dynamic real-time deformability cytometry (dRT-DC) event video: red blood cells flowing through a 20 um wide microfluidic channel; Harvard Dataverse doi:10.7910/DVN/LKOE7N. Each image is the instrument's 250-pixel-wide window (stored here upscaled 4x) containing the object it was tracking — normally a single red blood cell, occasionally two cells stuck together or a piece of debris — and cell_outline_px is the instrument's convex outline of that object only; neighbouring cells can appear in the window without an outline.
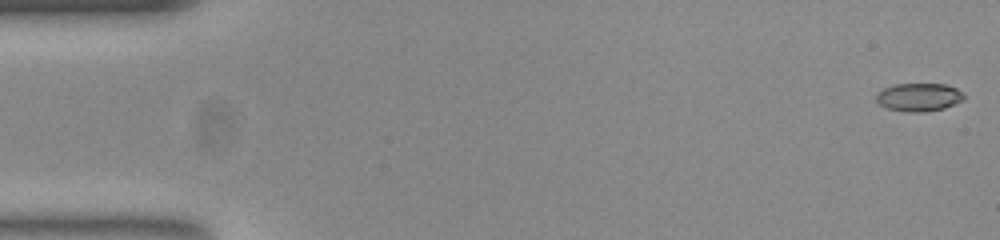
{"species": "common noctule bat (a hibernating species)", "species_latin": "Nyctalus noctula", "temperature_condition": "room temperature", "stored_images_in_passage": 53, "camera_frame_rate_fps": 3000, "um_per_image_px": 0.085, "animal": {"sex": "female", "body_mass_g": 23.0, "forearm_length_mm": 53.4}, "frame": {"image": 1, "passage_image": 1, "time_ms": 0.0, "image_size_px": [1000, 240], "cell_outline_px": [[964, 100], [944, 108], [928, 112], [904, 112], [888, 108], [880, 104], [876, 100], [876, 92], [884, 88], [896, 84], [944, 84], [956, 88], [964, 92]], "centroid_in_image_um": [78.11, 8.26], "position_along_channel_um": 6.9, "area_um2": 14.51}}
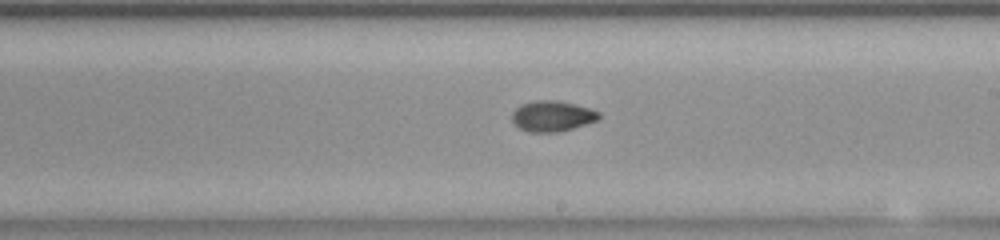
{"frame": {"image": 2, "passage_image": 30, "time_ms": 9.667, "image_size_px": [1000, 240], "cell_outline_px": [[600, 116], [596, 120], [572, 128], [556, 132], [528, 132], [520, 128], [512, 120], [512, 112], [520, 104], [536, 100], [556, 100], [588, 108], [600, 112]], "centroid_in_image_um": [46.89, 9.86], "position_along_channel_um": 242.1, "area_um2": 15.26}}
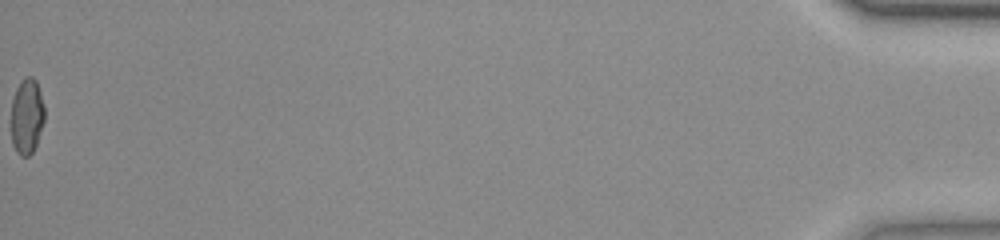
{"frame": {"image": 3, "passage_image": 53, "time_ms": 17.333, "image_size_px": [1000, 240], "cell_outline_px": [[44, 120], [36, 144], [32, 152], [28, 156], [20, 156], [16, 152], [12, 144], [12, 100], [16, 88], [20, 80], [24, 76], [32, 76], [36, 80], [40, 92], [44, 108]], "centroid_in_image_um": [2.27, 9.86], "position_along_channel_um": 432.9, "area_um2": 14.68}, "authors_computed_cell_mechanics": {"area_um2": 15.028, "velocity_mm_per_s": 3.8913, "shape_relaxation_time_tau1_ms": null, "shape_relaxation_time_tau2_ms": 2.7455, "deformation_change_tau1": null, "deformation_change_tau2": 0.0638}}